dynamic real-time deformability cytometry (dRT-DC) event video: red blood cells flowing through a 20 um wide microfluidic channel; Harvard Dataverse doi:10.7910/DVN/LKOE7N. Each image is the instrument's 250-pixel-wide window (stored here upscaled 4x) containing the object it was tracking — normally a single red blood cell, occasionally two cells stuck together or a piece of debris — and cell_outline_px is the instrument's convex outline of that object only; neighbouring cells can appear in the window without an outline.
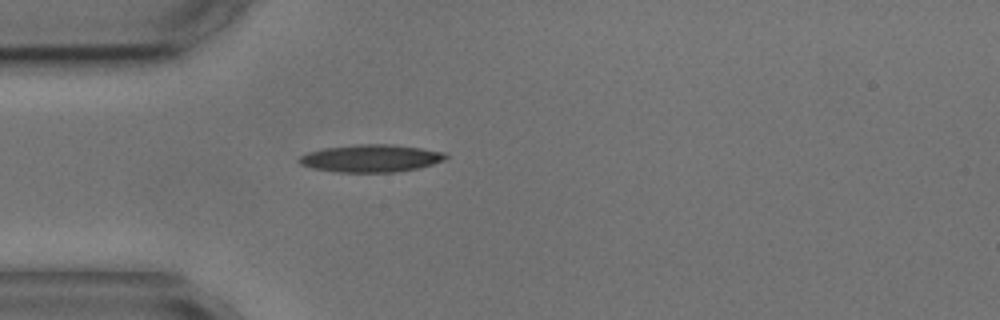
{"species": "common noctule bat (a hibernating species)", "species_latin": "Nyctalus noctula", "temperature_condition": "cold", "stored_images_in_passage": 1, "camera_frame_rate_fps": 3000, "um_per_image_px": 0.085, "animal": {"sex": "male", "body_mass_g": 17.9, "forearm_length_mm": 54.2}, "frame": {"image": 1, "passage_image": 1, "time_ms": 0.0, "image_size_px": [1000, 320], "cell_outline_px": [[448, 156], [444, 160], [432, 164], [416, 168], [392, 172], [336, 172], [312, 168], [300, 164], [296, 160], [300, 156], [308, 152], [324, 148], [356, 144], [392, 144], [420, 148], [444, 152]], "centroid_in_image_um": [31.48, 13.45], "position_along_channel_um": 53.5, "area_um2": 23.41}}